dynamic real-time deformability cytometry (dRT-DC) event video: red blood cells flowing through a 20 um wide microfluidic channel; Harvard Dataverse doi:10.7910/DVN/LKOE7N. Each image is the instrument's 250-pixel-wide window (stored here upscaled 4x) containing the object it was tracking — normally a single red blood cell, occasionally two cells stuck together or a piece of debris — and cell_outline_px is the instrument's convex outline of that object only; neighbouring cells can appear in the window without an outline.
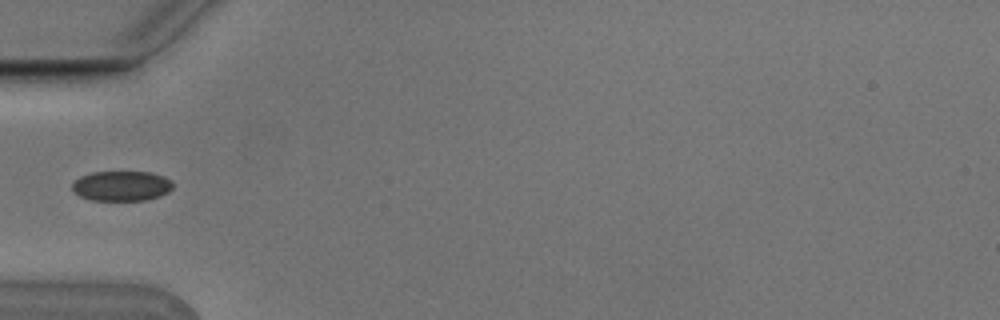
{"species": "Egyptian fruit bat (a non-hibernating species)", "species_latin": "Rousettus aegyptiacus", "temperature_condition": "cold", "stored_images_in_passage": 4, "camera_frame_rate_fps": 3000, "um_per_image_px": 0.085, "animal": {"sex": "male"}, "frame": {"image": 1, "passage_image": 4, "time_ms": 1.0, "image_size_px": [1000, 320], "cell_outline_px": [[172, 188], [168, 192], [160, 196], [148, 200], [92, 200], [80, 196], [72, 188], [72, 184], [80, 176], [92, 172], [152, 172], [164, 176], [172, 180]], "centroid_in_image_um": [10.37, 15.8], "position_along_channel_um": 74.6, "area_um2": 17.63}}